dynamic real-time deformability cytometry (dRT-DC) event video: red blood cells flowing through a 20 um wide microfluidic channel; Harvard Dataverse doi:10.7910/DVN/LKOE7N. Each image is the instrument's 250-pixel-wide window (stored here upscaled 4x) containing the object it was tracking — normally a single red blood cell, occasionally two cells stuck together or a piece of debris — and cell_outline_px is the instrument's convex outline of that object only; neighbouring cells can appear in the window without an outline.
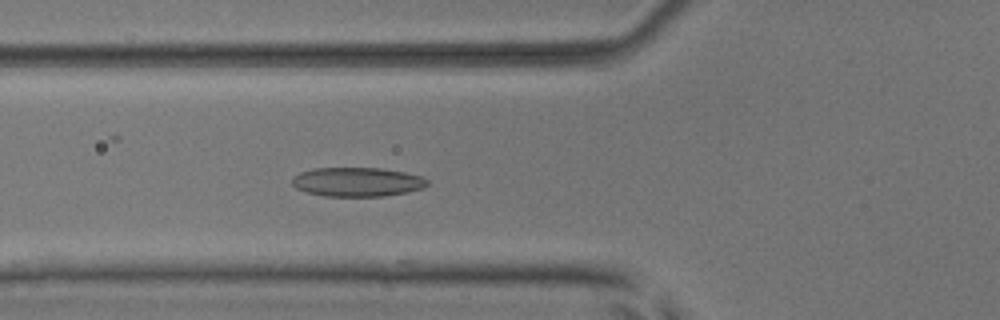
{"species": "common noctule bat (a hibernating species)", "species_latin": "Nyctalus noctula", "temperature_condition": "room temperature", "stored_images_in_passage": 23, "camera_frame_rate_fps": 3000, "um_per_image_px": 0.085, "animal": {"sex": "male", "body_mass_g": 17.9, "forearm_length_mm": 54.2}, "frame": {"image": 1, "passage_image": 7, "time_ms": 2.0, "image_size_px": [1000, 320], "cell_outline_px": [[428, 184], [424, 188], [408, 192], [380, 196], [324, 196], [308, 192], [296, 188], [292, 184], [292, 180], [300, 172], [316, 168], [380, 168], [404, 172], [420, 176], [428, 180]], "centroid_in_image_um": [30.39, 15.46], "position_along_channel_um": 95.4, "area_um2": 22.77}}
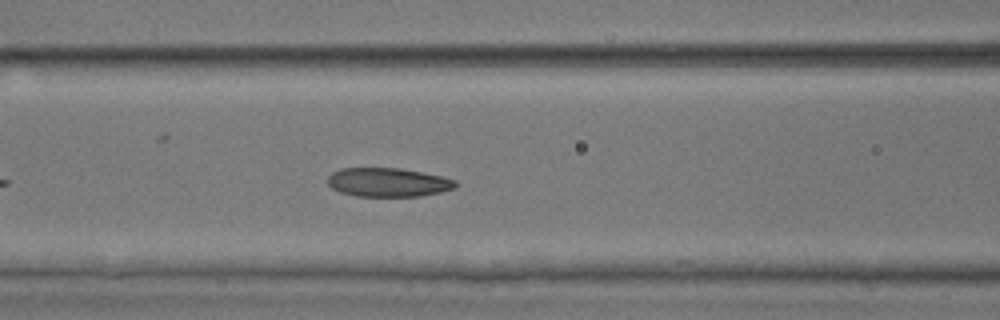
{"frame": {"image": 2, "passage_image": 10, "time_ms": 3.0, "image_size_px": [1000, 320], "cell_outline_px": [[456, 188], [440, 192], [420, 196], [356, 196], [340, 192], [332, 188], [328, 184], [328, 176], [332, 172], [340, 168], [400, 168], [444, 176], [456, 180]], "centroid_in_image_um": [32.99, 15.49], "position_along_channel_um": 133.6, "area_um2": 21.62}}